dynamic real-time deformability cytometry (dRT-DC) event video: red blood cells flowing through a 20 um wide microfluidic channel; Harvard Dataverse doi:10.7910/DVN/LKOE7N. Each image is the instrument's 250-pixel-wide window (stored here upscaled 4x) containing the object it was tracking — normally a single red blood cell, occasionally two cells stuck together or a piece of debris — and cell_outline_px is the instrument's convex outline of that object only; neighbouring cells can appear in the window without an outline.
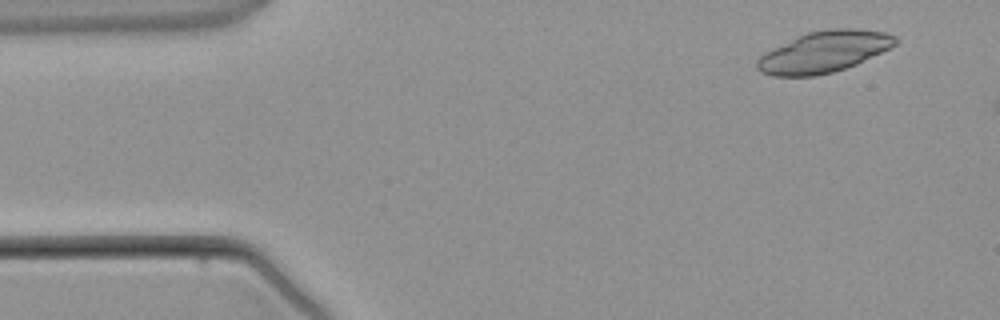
{"species": "common noctule bat (a hibernating species)", "species_latin": "Nyctalus noctula", "temperature_condition": "warm", "stored_images_in_passage": 3, "camera_frame_rate_fps": 3000, "um_per_image_px": 0.085, "animal": {"sex": "male", "body_mass_g": 21.5, "forearm_length_mm": 52.0}, "frame": {"image": 1, "passage_image": 1, "time_ms": 0.0, "image_size_px": [1000, 320], "cell_outline_px": [[900, 40], [896, 44], [856, 64], [832, 72], [816, 76], [772, 76], [760, 72], [756, 68], [756, 60], [764, 52], [772, 48], [808, 32], [828, 28], [856, 28], [884, 32], [896, 36]], "centroid_in_image_um": [70.01, 4.4], "position_along_channel_um": 15.0, "area_um2": 33.12}}